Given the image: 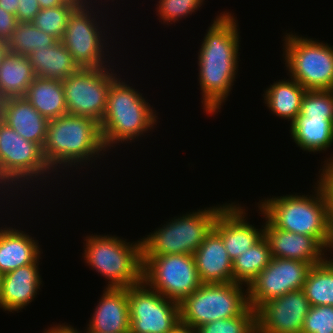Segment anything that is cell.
I'll use <instances>...</instances> for the list:
<instances>
[{
	"label": "cell",
	"instance_id": "cell-25",
	"mask_svg": "<svg viewBox=\"0 0 333 333\" xmlns=\"http://www.w3.org/2000/svg\"><path fill=\"white\" fill-rule=\"evenodd\" d=\"M35 77L28 56L9 52L0 64V101L24 97Z\"/></svg>",
	"mask_w": 333,
	"mask_h": 333
},
{
	"label": "cell",
	"instance_id": "cell-8",
	"mask_svg": "<svg viewBox=\"0 0 333 333\" xmlns=\"http://www.w3.org/2000/svg\"><path fill=\"white\" fill-rule=\"evenodd\" d=\"M242 285V286H241ZM243 289V290H242ZM243 284H202L180 304V322L198 328L220 319L240 316L250 305Z\"/></svg>",
	"mask_w": 333,
	"mask_h": 333
},
{
	"label": "cell",
	"instance_id": "cell-34",
	"mask_svg": "<svg viewBox=\"0 0 333 333\" xmlns=\"http://www.w3.org/2000/svg\"><path fill=\"white\" fill-rule=\"evenodd\" d=\"M202 2V0H159L157 15L163 20V23L173 24L182 17L196 12L203 4Z\"/></svg>",
	"mask_w": 333,
	"mask_h": 333
},
{
	"label": "cell",
	"instance_id": "cell-10",
	"mask_svg": "<svg viewBox=\"0 0 333 333\" xmlns=\"http://www.w3.org/2000/svg\"><path fill=\"white\" fill-rule=\"evenodd\" d=\"M142 264L148 287L178 304L202 285L193 255L142 256Z\"/></svg>",
	"mask_w": 333,
	"mask_h": 333
},
{
	"label": "cell",
	"instance_id": "cell-20",
	"mask_svg": "<svg viewBox=\"0 0 333 333\" xmlns=\"http://www.w3.org/2000/svg\"><path fill=\"white\" fill-rule=\"evenodd\" d=\"M39 262L38 260L3 275L0 308L9 312L19 311L34 300L42 284Z\"/></svg>",
	"mask_w": 333,
	"mask_h": 333
},
{
	"label": "cell",
	"instance_id": "cell-32",
	"mask_svg": "<svg viewBox=\"0 0 333 333\" xmlns=\"http://www.w3.org/2000/svg\"><path fill=\"white\" fill-rule=\"evenodd\" d=\"M198 333H257L256 310L248 307L240 316L200 325Z\"/></svg>",
	"mask_w": 333,
	"mask_h": 333
},
{
	"label": "cell",
	"instance_id": "cell-45",
	"mask_svg": "<svg viewBox=\"0 0 333 333\" xmlns=\"http://www.w3.org/2000/svg\"><path fill=\"white\" fill-rule=\"evenodd\" d=\"M2 277H3V274L0 272V293H1Z\"/></svg>",
	"mask_w": 333,
	"mask_h": 333
},
{
	"label": "cell",
	"instance_id": "cell-6",
	"mask_svg": "<svg viewBox=\"0 0 333 333\" xmlns=\"http://www.w3.org/2000/svg\"><path fill=\"white\" fill-rule=\"evenodd\" d=\"M226 204L186 213L180 218L174 217L142 239V256L193 255L212 230L217 215Z\"/></svg>",
	"mask_w": 333,
	"mask_h": 333
},
{
	"label": "cell",
	"instance_id": "cell-24",
	"mask_svg": "<svg viewBox=\"0 0 333 333\" xmlns=\"http://www.w3.org/2000/svg\"><path fill=\"white\" fill-rule=\"evenodd\" d=\"M24 98L48 120L67 114L62 81L36 76Z\"/></svg>",
	"mask_w": 333,
	"mask_h": 333
},
{
	"label": "cell",
	"instance_id": "cell-36",
	"mask_svg": "<svg viewBox=\"0 0 333 333\" xmlns=\"http://www.w3.org/2000/svg\"><path fill=\"white\" fill-rule=\"evenodd\" d=\"M326 160L324 161L323 168L320 169L322 171L317 181H319L325 189L333 216V156Z\"/></svg>",
	"mask_w": 333,
	"mask_h": 333
},
{
	"label": "cell",
	"instance_id": "cell-44",
	"mask_svg": "<svg viewBox=\"0 0 333 333\" xmlns=\"http://www.w3.org/2000/svg\"><path fill=\"white\" fill-rule=\"evenodd\" d=\"M64 3H69L71 5L77 6V7H81L86 5L87 3H90V0H62Z\"/></svg>",
	"mask_w": 333,
	"mask_h": 333
},
{
	"label": "cell",
	"instance_id": "cell-26",
	"mask_svg": "<svg viewBox=\"0 0 333 333\" xmlns=\"http://www.w3.org/2000/svg\"><path fill=\"white\" fill-rule=\"evenodd\" d=\"M290 125L291 136L300 149L315 153L332 146L333 119H312L298 115Z\"/></svg>",
	"mask_w": 333,
	"mask_h": 333
},
{
	"label": "cell",
	"instance_id": "cell-42",
	"mask_svg": "<svg viewBox=\"0 0 333 333\" xmlns=\"http://www.w3.org/2000/svg\"><path fill=\"white\" fill-rule=\"evenodd\" d=\"M41 9L52 8L64 4L62 0H38Z\"/></svg>",
	"mask_w": 333,
	"mask_h": 333
},
{
	"label": "cell",
	"instance_id": "cell-14",
	"mask_svg": "<svg viewBox=\"0 0 333 333\" xmlns=\"http://www.w3.org/2000/svg\"><path fill=\"white\" fill-rule=\"evenodd\" d=\"M311 267L304 261L273 257L247 287L250 307L256 310L269 300L301 290Z\"/></svg>",
	"mask_w": 333,
	"mask_h": 333
},
{
	"label": "cell",
	"instance_id": "cell-28",
	"mask_svg": "<svg viewBox=\"0 0 333 333\" xmlns=\"http://www.w3.org/2000/svg\"><path fill=\"white\" fill-rule=\"evenodd\" d=\"M270 246L263 236L251 248L232 261L233 282L246 288L272 260Z\"/></svg>",
	"mask_w": 333,
	"mask_h": 333
},
{
	"label": "cell",
	"instance_id": "cell-3",
	"mask_svg": "<svg viewBox=\"0 0 333 333\" xmlns=\"http://www.w3.org/2000/svg\"><path fill=\"white\" fill-rule=\"evenodd\" d=\"M42 150L52 172L60 166L77 167L79 163L95 161L106 152L100 124L92 118L72 114L49 120Z\"/></svg>",
	"mask_w": 333,
	"mask_h": 333
},
{
	"label": "cell",
	"instance_id": "cell-30",
	"mask_svg": "<svg viewBox=\"0 0 333 333\" xmlns=\"http://www.w3.org/2000/svg\"><path fill=\"white\" fill-rule=\"evenodd\" d=\"M57 42L55 37L27 22H19L12 37L7 41L10 53L23 56H28L35 49L53 46Z\"/></svg>",
	"mask_w": 333,
	"mask_h": 333
},
{
	"label": "cell",
	"instance_id": "cell-41",
	"mask_svg": "<svg viewBox=\"0 0 333 333\" xmlns=\"http://www.w3.org/2000/svg\"><path fill=\"white\" fill-rule=\"evenodd\" d=\"M171 333H198V330L180 322Z\"/></svg>",
	"mask_w": 333,
	"mask_h": 333
},
{
	"label": "cell",
	"instance_id": "cell-12",
	"mask_svg": "<svg viewBox=\"0 0 333 333\" xmlns=\"http://www.w3.org/2000/svg\"><path fill=\"white\" fill-rule=\"evenodd\" d=\"M130 332L171 333L180 323V307L142 280L128 287Z\"/></svg>",
	"mask_w": 333,
	"mask_h": 333
},
{
	"label": "cell",
	"instance_id": "cell-19",
	"mask_svg": "<svg viewBox=\"0 0 333 333\" xmlns=\"http://www.w3.org/2000/svg\"><path fill=\"white\" fill-rule=\"evenodd\" d=\"M202 284L233 282L232 260L221 235L214 229L193 254Z\"/></svg>",
	"mask_w": 333,
	"mask_h": 333
},
{
	"label": "cell",
	"instance_id": "cell-38",
	"mask_svg": "<svg viewBox=\"0 0 333 333\" xmlns=\"http://www.w3.org/2000/svg\"><path fill=\"white\" fill-rule=\"evenodd\" d=\"M18 23L16 15L0 7V40L7 42L12 37Z\"/></svg>",
	"mask_w": 333,
	"mask_h": 333
},
{
	"label": "cell",
	"instance_id": "cell-15",
	"mask_svg": "<svg viewBox=\"0 0 333 333\" xmlns=\"http://www.w3.org/2000/svg\"><path fill=\"white\" fill-rule=\"evenodd\" d=\"M310 307L302 289L269 300L256 309L257 333H301Z\"/></svg>",
	"mask_w": 333,
	"mask_h": 333
},
{
	"label": "cell",
	"instance_id": "cell-1",
	"mask_svg": "<svg viewBox=\"0 0 333 333\" xmlns=\"http://www.w3.org/2000/svg\"><path fill=\"white\" fill-rule=\"evenodd\" d=\"M236 22L231 13H220L209 26L198 52L201 102L207 114L220 110L236 81L240 53Z\"/></svg>",
	"mask_w": 333,
	"mask_h": 333
},
{
	"label": "cell",
	"instance_id": "cell-37",
	"mask_svg": "<svg viewBox=\"0 0 333 333\" xmlns=\"http://www.w3.org/2000/svg\"><path fill=\"white\" fill-rule=\"evenodd\" d=\"M16 18L18 22L32 23L41 10L38 0H18Z\"/></svg>",
	"mask_w": 333,
	"mask_h": 333
},
{
	"label": "cell",
	"instance_id": "cell-39",
	"mask_svg": "<svg viewBox=\"0 0 333 333\" xmlns=\"http://www.w3.org/2000/svg\"><path fill=\"white\" fill-rule=\"evenodd\" d=\"M44 333H80L79 331H77L75 328H73V326H69V325H55L54 327H51L50 329L48 328V330L45 329Z\"/></svg>",
	"mask_w": 333,
	"mask_h": 333
},
{
	"label": "cell",
	"instance_id": "cell-27",
	"mask_svg": "<svg viewBox=\"0 0 333 333\" xmlns=\"http://www.w3.org/2000/svg\"><path fill=\"white\" fill-rule=\"evenodd\" d=\"M306 91L295 79L279 80L264 92V103L273 112L272 114L288 119L292 124L300 114L302 99Z\"/></svg>",
	"mask_w": 333,
	"mask_h": 333
},
{
	"label": "cell",
	"instance_id": "cell-31",
	"mask_svg": "<svg viewBox=\"0 0 333 333\" xmlns=\"http://www.w3.org/2000/svg\"><path fill=\"white\" fill-rule=\"evenodd\" d=\"M77 6L69 3L41 9L32 22L37 28L61 41L71 13Z\"/></svg>",
	"mask_w": 333,
	"mask_h": 333
},
{
	"label": "cell",
	"instance_id": "cell-33",
	"mask_svg": "<svg viewBox=\"0 0 333 333\" xmlns=\"http://www.w3.org/2000/svg\"><path fill=\"white\" fill-rule=\"evenodd\" d=\"M299 115L312 119H333V90H307Z\"/></svg>",
	"mask_w": 333,
	"mask_h": 333
},
{
	"label": "cell",
	"instance_id": "cell-16",
	"mask_svg": "<svg viewBox=\"0 0 333 333\" xmlns=\"http://www.w3.org/2000/svg\"><path fill=\"white\" fill-rule=\"evenodd\" d=\"M227 203L217 215L213 228L221 235L229 258L233 261L264 236V227L256 229L246 221V209L239 203Z\"/></svg>",
	"mask_w": 333,
	"mask_h": 333
},
{
	"label": "cell",
	"instance_id": "cell-4",
	"mask_svg": "<svg viewBox=\"0 0 333 333\" xmlns=\"http://www.w3.org/2000/svg\"><path fill=\"white\" fill-rule=\"evenodd\" d=\"M121 80L117 77L110 84L106 110L100 123L101 138L106 150L113 147V144L132 142L139 135L141 137L154 128L158 119L156 110L154 112L142 94Z\"/></svg>",
	"mask_w": 333,
	"mask_h": 333
},
{
	"label": "cell",
	"instance_id": "cell-22",
	"mask_svg": "<svg viewBox=\"0 0 333 333\" xmlns=\"http://www.w3.org/2000/svg\"><path fill=\"white\" fill-rule=\"evenodd\" d=\"M40 255L38 241L28 233L13 227H0V272L3 275L37 262Z\"/></svg>",
	"mask_w": 333,
	"mask_h": 333
},
{
	"label": "cell",
	"instance_id": "cell-40",
	"mask_svg": "<svg viewBox=\"0 0 333 333\" xmlns=\"http://www.w3.org/2000/svg\"><path fill=\"white\" fill-rule=\"evenodd\" d=\"M18 5V0H0V7L14 15H16Z\"/></svg>",
	"mask_w": 333,
	"mask_h": 333
},
{
	"label": "cell",
	"instance_id": "cell-13",
	"mask_svg": "<svg viewBox=\"0 0 333 333\" xmlns=\"http://www.w3.org/2000/svg\"><path fill=\"white\" fill-rule=\"evenodd\" d=\"M88 4L77 7L71 13L61 42L79 68H104L107 66L105 63H108L104 47L108 46H105L106 38L102 34L104 31L100 30V24L95 20L98 17L95 14L98 12H93L94 9Z\"/></svg>",
	"mask_w": 333,
	"mask_h": 333
},
{
	"label": "cell",
	"instance_id": "cell-5",
	"mask_svg": "<svg viewBox=\"0 0 333 333\" xmlns=\"http://www.w3.org/2000/svg\"><path fill=\"white\" fill-rule=\"evenodd\" d=\"M84 260L107 278L106 287L127 288L142 281V239L126 242L119 237L88 235Z\"/></svg>",
	"mask_w": 333,
	"mask_h": 333
},
{
	"label": "cell",
	"instance_id": "cell-29",
	"mask_svg": "<svg viewBox=\"0 0 333 333\" xmlns=\"http://www.w3.org/2000/svg\"><path fill=\"white\" fill-rule=\"evenodd\" d=\"M302 290L310 306H333V265L327 258L310 268Z\"/></svg>",
	"mask_w": 333,
	"mask_h": 333
},
{
	"label": "cell",
	"instance_id": "cell-11",
	"mask_svg": "<svg viewBox=\"0 0 333 333\" xmlns=\"http://www.w3.org/2000/svg\"><path fill=\"white\" fill-rule=\"evenodd\" d=\"M107 67L79 68L62 81L67 114L89 117L101 123L110 84L117 78L113 68Z\"/></svg>",
	"mask_w": 333,
	"mask_h": 333
},
{
	"label": "cell",
	"instance_id": "cell-2",
	"mask_svg": "<svg viewBox=\"0 0 333 333\" xmlns=\"http://www.w3.org/2000/svg\"><path fill=\"white\" fill-rule=\"evenodd\" d=\"M314 195L291 194L261 200L258 208L276 228L314 237L333 249V216L327 194L318 181ZM332 248V249H331Z\"/></svg>",
	"mask_w": 333,
	"mask_h": 333
},
{
	"label": "cell",
	"instance_id": "cell-17",
	"mask_svg": "<svg viewBox=\"0 0 333 333\" xmlns=\"http://www.w3.org/2000/svg\"><path fill=\"white\" fill-rule=\"evenodd\" d=\"M264 237L272 257L304 261L312 266L322 262L327 256L326 249L312 236L292 233L276 228L265 217Z\"/></svg>",
	"mask_w": 333,
	"mask_h": 333
},
{
	"label": "cell",
	"instance_id": "cell-35",
	"mask_svg": "<svg viewBox=\"0 0 333 333\" xmlns=\"http://www.w3.org/2000/svg\"><path fill=\"white\" fill-rule=\"evenodd\" d=\"M301 333H333V306H311Z\"/></svg>",
	"mask_w": 333,
	"mask_h": 333
},
{
	"label": "cell",
	"instance_id": "cell-7",
	"mask_svg": "<svg viewBox=\"0 0 333 333\" xmlns=\"http://www.w3.org/2000/svg\"><path fill=\"white\" fill-rule=\"evenodd\" d=\"M285 34L283 57L290 78L306 90H333V46Z\"/></svg>",
	"mask_w": 333,
	"mask_h": 333
},
{
	"label": "cell",
	"instance_id": "cell-21",
	"mask_svg": "<svg viewBox=\"0 0 333 333\" xmlns=\"http://www.w3.org/2000/svg\"><path fill=\"white\" fill-rule=\"evenodd\" d=\"M0 119L24 139L43 147L49 120L24 97L0 101Z\"/></svg>",
	"mask_w": 333,
	"mask_h": 333
},
{
	"label": "cell",
	"instance_id": "cell-9",
	"mask_svg": "<svg viewBox=\"0 0 333 333\" xmlns=\"http://www.w3.org/2000/svg\"><path fill=\"white\" fill-rule=\"evenodd\" d=\"M51 171L42 147L24 139L0 119V190L6 186L11 189L13 185L19 190L20 183L44 179Z\"/></svg>",
	"mask_w": 333,
	"mask_h": 333
},
{
	"label": "cell",
	"instance_id": "cell-46",
	"mask_svg": "<svg viewBox=\"0 0 333 333\" xmlns=\"http://www.w3.org/2000/svg\"><path fill=\"white\" fill-rule=\"evenodd\" d=\"M332 265H333V259L331 258V260H330V258L329 259H327Z\"/></svg>",
	"mask_w": 333,
	"mask_h": 333
},
{
	"label": "cell",
	"instance_id": "cell-23",
	"mask_svg": "<svg viewBox=\"0 0 333 333\" xmlns=\"http://www.w3.org/2000/svg\"><path fill=\"white\" fill-rule=\"evenodd\" d=\"M28 58L37 77L63 81L79 69L61 41L50 47L35 49Z\"/></svg>",
	"mask_w": 333,
	"mask_h": 333
},
{
	"label": "cell",
	"instance_id": "cell-18",
	"mask_svg": "<svg viewBox=\"0 0 333 333\" xmlns=\"http://www.w3.org/2000/svg\"><path fill=\"white\" fill-rule=\"evenodd\" d=\"M88 323L94 333H129L130 314L127 288L106 287Z\"/></svg>",
	"mask_w": 333,
	"mask_h": 333
},
{
	"label": "cell",
	"instance_id": "cell-43",
	"mask_svg": "<svg viewBox=\"0 0 333 333\" xmlns=\"http://www.w3.org/2000/svg\"><path fill=\"white\" fill-rule=\"evenodd\" d=\"M9 47L6 41L0 40V64L3 62L5 57L9 54Z\"/></svg>",
	"mask_w": 333,
	"mask_h": 333
}]
</instances>
